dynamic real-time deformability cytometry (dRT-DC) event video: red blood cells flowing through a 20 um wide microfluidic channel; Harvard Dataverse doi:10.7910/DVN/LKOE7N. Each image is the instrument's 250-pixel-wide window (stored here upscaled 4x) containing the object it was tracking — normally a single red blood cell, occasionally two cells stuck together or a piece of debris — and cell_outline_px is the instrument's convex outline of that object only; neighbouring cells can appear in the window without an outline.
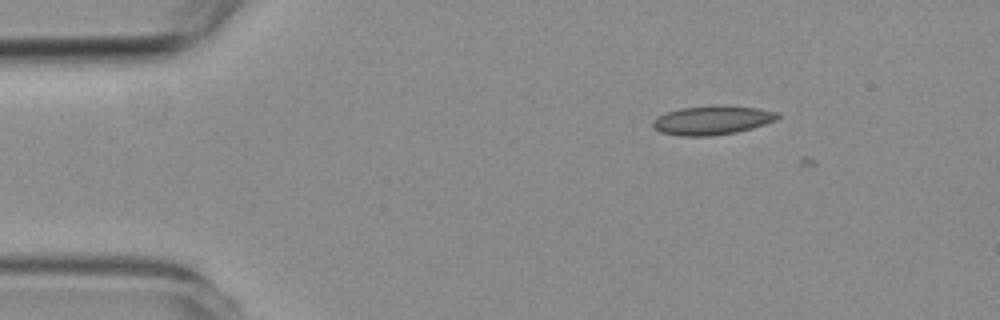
{"species": "common noctule bat (a hibernating species)", "species_latin": "Nyctalus noctula", "temperature_condition": "room temperature", "stored_images_in_passage": 5, "camera_frame_rate_fps": 3000, "um_per_image_px": 0.085, "animal": {"sex": "female", "body_mass_g": 19.3, "forearm_length_mm": 54.1}, "frame": {"image": 1, "passage_image": 2, "time_ms": 1.0, "image_size_px": [1000, 320], "cell_outline_px": [[780, 116], [776, 120], [752, 128], [736, 132], [708, 136], [680, 136], [660, 132], [652, 124], [652, 120], [668, 112], [680, 108], [716, 104], [724, 104], [756, 108], [776, 112]], "centroid_in_image_um": [60.54, 10.2], "position_along_channel_um": 24.5, "area_um2": 21.1}}